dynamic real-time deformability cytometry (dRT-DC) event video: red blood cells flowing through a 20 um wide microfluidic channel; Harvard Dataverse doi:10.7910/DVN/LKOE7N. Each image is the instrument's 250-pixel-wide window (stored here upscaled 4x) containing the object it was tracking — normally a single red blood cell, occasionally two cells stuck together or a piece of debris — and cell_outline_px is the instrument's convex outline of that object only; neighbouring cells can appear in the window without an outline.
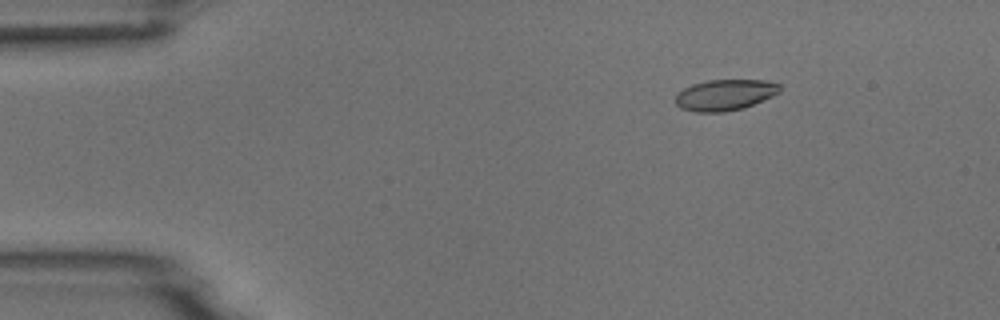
{"species": "common noctule bat (a hibernating species)", "species_latin": "Nyctalus noctula", "temperature_condition": "room temperature", "stored_images_in_passage": 7, "camera_frame_rate_fps": 3000, "um_per_image_px": 0.085, "animal": {"sex": "male", "body_mass_g": 18.8}, "frame": {"image": 1, "passage_image": 3, "time_ms": 2.333, "image_size_px": [1000, 320], "cell_outline_px": [[780, 92], [772, 96], [744, 108], [724, 112], [696, 112], [680, 108], [676, 104], [676, 92], [692, 84], [708, 80], [764, 80], [780, 84]], "centroid_in_image_um": [61.6, 8.07], "position_along_channel_um": 23.4, "area_um2": 18.9}}
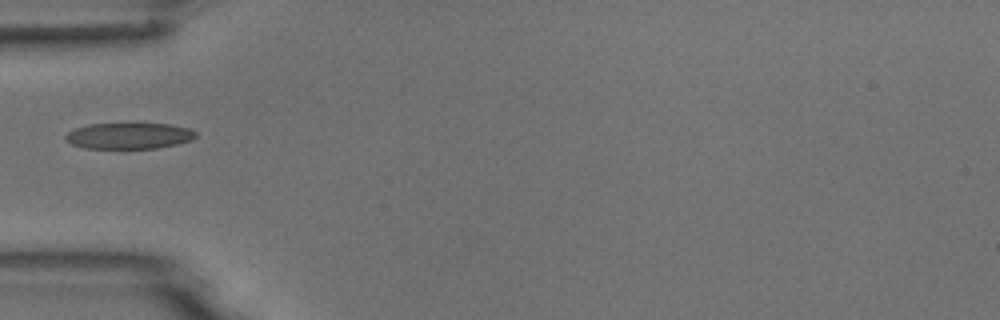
{"frame": {"image": 2, "passage_image": 6, "time_ms": 5.667, "image_size_px": [1000, 320], "cell_outline_px": [[196, 136], [192, 140], [176, 144], [156, 148], [84, 148], [72, 144], [64, 140], [64, 136], [68, 132], [76, 128], [88, 124], [168, 124], [188, 128], [196, 132]], "centroid_in_image_um": [10.94, 11.55], "position_along_channel_um": 74.1, "area_um2": 19.65}}